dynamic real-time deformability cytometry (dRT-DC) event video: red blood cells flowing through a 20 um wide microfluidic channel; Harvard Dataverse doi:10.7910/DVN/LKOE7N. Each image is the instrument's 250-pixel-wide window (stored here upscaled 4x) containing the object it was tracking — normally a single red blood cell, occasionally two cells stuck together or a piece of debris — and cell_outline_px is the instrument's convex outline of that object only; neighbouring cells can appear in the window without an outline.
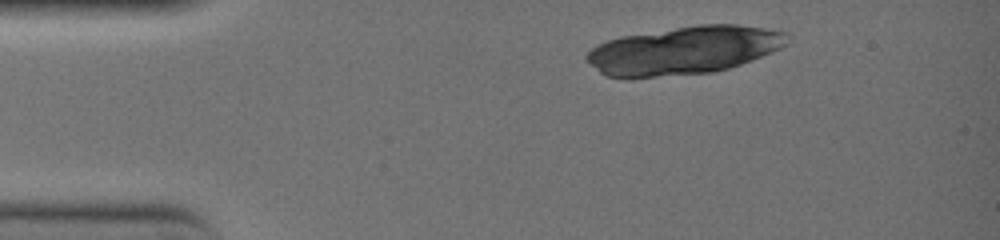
{"species": "common noctule bat (a hibernating species)", "species_latin": "Nyctalus noctula", "temperature_condition": "warm", "stored_images_in_passage": 2, "camera_frame_rate_fps": 3000, "um_per_image_px": 0.085, "animal": {"sex": "female", "body_mass_g": 19.0, "forearm_length_mm": 51.5}, "frame": {"image": 1, "passage_image": 1, "time_ms": 0.0, "image_size_px": [1000, 240], "cell_outline_px": [[152, 164], [144, 168], [36, 168], [12, 164], [12, 160], [44, 156], [76, 156], [152, 160]], "centroid_in_image_um": [6.9, 13.81], "position_along_channel_um": 78.1, "area_um2": 10.12}}